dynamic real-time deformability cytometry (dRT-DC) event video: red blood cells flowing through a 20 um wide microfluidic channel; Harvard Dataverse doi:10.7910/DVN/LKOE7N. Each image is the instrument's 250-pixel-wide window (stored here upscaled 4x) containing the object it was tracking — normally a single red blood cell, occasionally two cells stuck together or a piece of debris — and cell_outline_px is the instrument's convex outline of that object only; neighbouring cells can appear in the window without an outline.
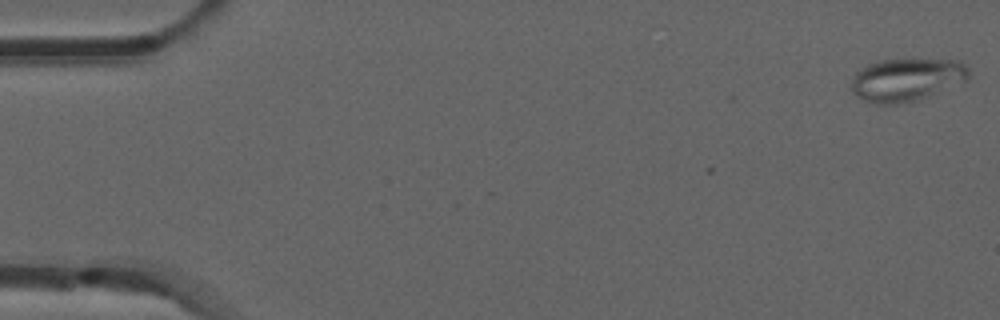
{"species": "common noctule bat (a hibernating species)", "species_latin": "Nyctalus noctula", "temperature_condition": "room temperature", "stored_images_in_passage": 32, "camera_frame_rate_fps": 3000, "um_per_image_px": 0.085, "animal": {"sex": "male", "forearm_length_mm": 52.5}, "frame": {"image": 1, "passage_image": 1, "time_ms": 0.0, "image_size_px": [1000, 320], "cell_outline_px": [[968, 80], [928, 96], [916, 100], [896, 104], [876, 104], [864, 100], [856, 96], [852, 92], [852, 76], [860, 68], [868, 64], [880, 60], [960, 60], [968, 68]], "centroid_in_image_um": [77.03, 6.78], "position_along_channel_um": 8.0, "area_um2": 29.19}}
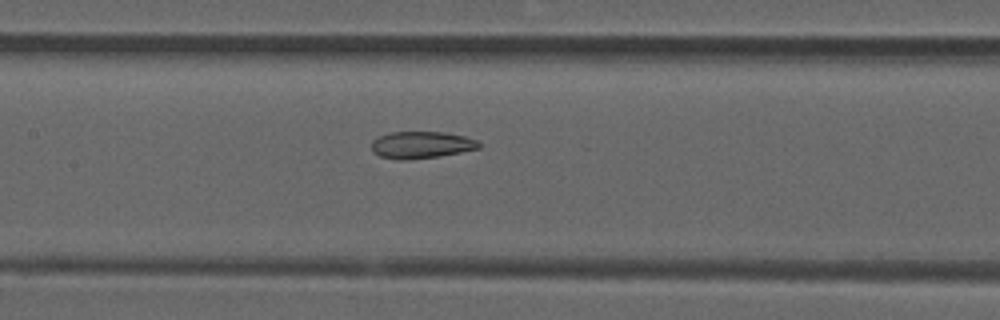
{"frame": {"image": 2, "passage_image": 25, "time_ms": 8.0, "image_size_px": [1000, 320], "cell_outline_px": [[484, 144], [480, 148], [440, 156], [408, 160], [396, 160], [380, 156], [372, 152], [372, 140], [388, 132], [444, 132], [464, 136], [476, 140]], "centroid_in_image_um": [35.81, 12.32], "position_along_channel_um": 171.6, "area_um2": 17.05}}
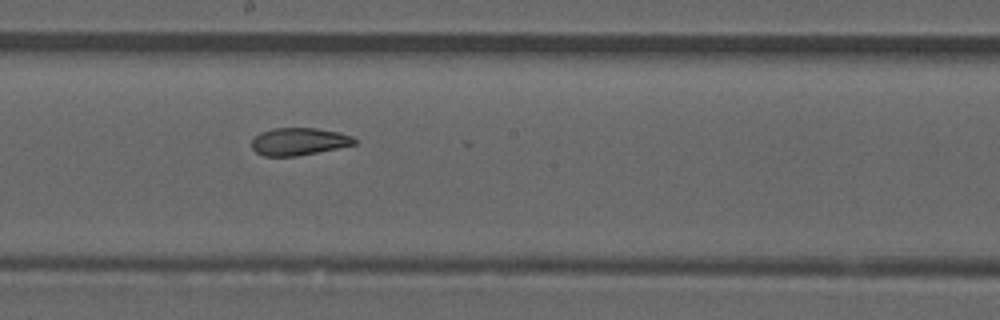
{"frame": {"image": 3, "passage_image": 29, "time_ms": 9.333, "image_size_px": [1000, 320], "cell_outline_px": [[356, 144], [296, 156], [264, 156], [256, 152], [252, 148], [252, 140], [260, 132], [272, 128], [316, 128], [340, 132], [352, 136], [356, 140]], "centroid_in_image_um": [25.39, 12.02], "position_along_channel_um": 222.8, "area_um2": 16.36}}